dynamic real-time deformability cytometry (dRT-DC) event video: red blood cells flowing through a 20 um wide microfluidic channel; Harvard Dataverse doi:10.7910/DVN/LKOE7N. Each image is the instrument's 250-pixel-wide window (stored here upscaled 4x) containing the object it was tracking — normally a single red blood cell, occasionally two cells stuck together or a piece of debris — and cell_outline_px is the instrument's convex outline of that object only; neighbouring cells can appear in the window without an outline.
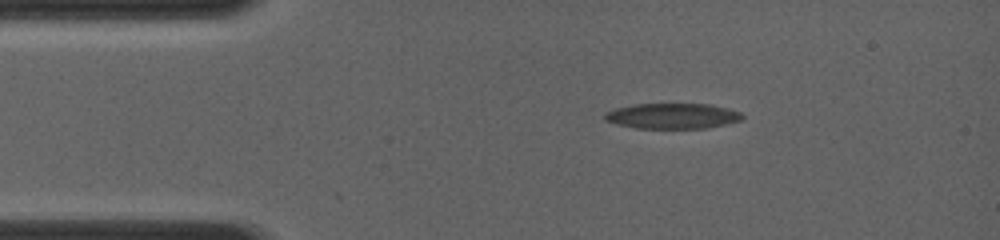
{"species": "common noctule bat (a hibernating species)", "species_latin": "Nyctalus noctula", "temperature_condition": "room temperature", "stored_images_in_passage": 11, "camera_frame_rate_fps": 4000, "um_per_image_px": 0.085, "animal": {"sex": "female", "body_mass_g": 19.0, "forearm_length_mm": 56.7}, "frame": {"image": 1, "passage_image": 1, "time_ms": 0.0, "image_size_px": [1000, 240], "cell_outline_px": [[744, 116], [740, 120], [708, 128], [636, 128], [616, 124], [604, 120], [604, 112], [616, 108], [636, 104], [712, 104], [728, 108], [740, 112]], "centroid_in_image_um": [57.14, 9.85], "position_along_channel_um": 27.9, "area_um2": 20.4}}
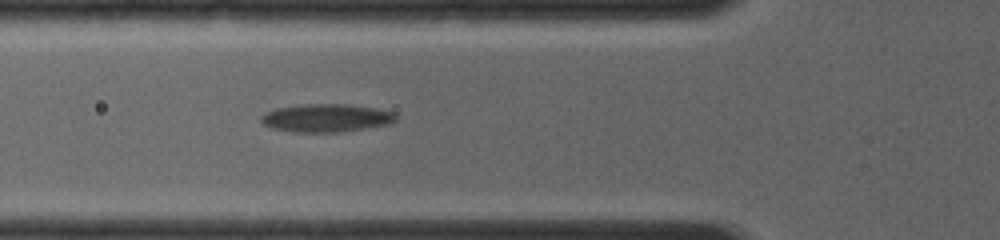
{"frame": {"image": 2, "passage_image": 5, "time_ms": 2.75, "image_size_px": [1000, 240], "cell_outline_px": [[396, 120], [388, 124], [368, 128], [340, 132], [292, 132], [272, 128], [264, 124], [260, 120], [260, 116], [264, 112], [276, 108], [304, 104], [348, 104], [376, 108], [392, 112], [396, 116]], "centroid_in_image_um": [27.7, 10.03], "position_along_channel_um": 98.1, "area_um2": 22.14}}
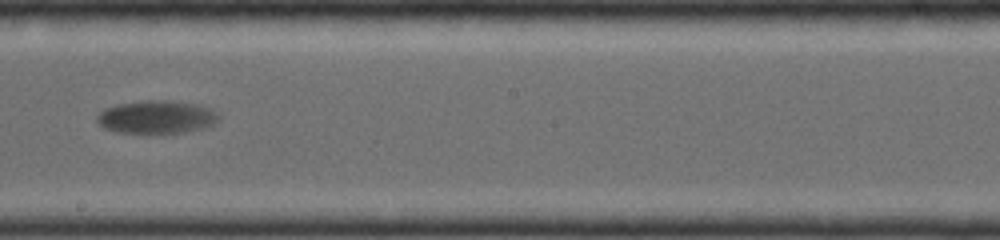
{"frame": {"image": 3, "passage_image": 10, "time_ms": 6.0, "image_size_px": [1000, 240], "cell_outline_px": [[220, 120], [208, 128], [184, 132], [116, 132], [104, 128], [96, 120], [96, 116], [104, 108], [116, 104], [144, 100], [164, 100], [196, 104], [208, 108], [216, 112], [220, 116]], "centroid_in_image_um": [13.32, 9.94], "position_along_channel_um": 234.9, "area_um2": 23.41}}